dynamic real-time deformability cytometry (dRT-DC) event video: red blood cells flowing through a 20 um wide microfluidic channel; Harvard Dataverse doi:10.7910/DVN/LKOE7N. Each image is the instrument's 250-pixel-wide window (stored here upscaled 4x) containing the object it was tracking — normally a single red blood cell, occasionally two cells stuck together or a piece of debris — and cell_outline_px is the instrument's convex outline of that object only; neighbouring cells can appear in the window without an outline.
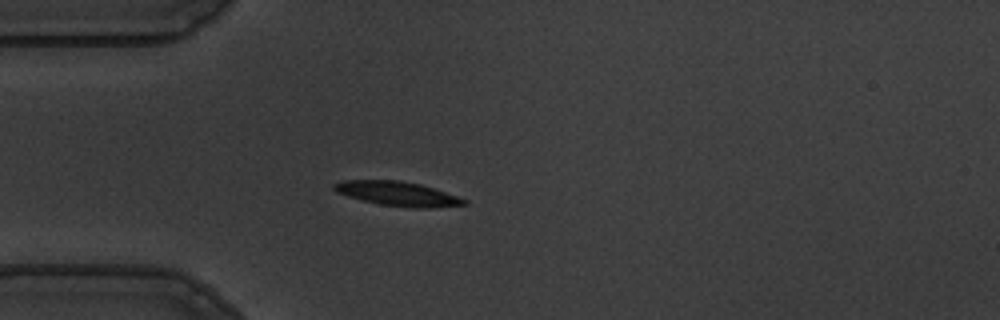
{"species": "common noctule bat (a hibernating species)", "species_latin": "Nyctalus noctula", "temperature_condition": "warm", "stored_images_in_passage": 41, "camera_frame_rate_fps": 3000, "um_per_image_px": 0.085, "animal": {"sex": "male", "body_mass_g": 19.5, "forearm_length_mm": 54.6}, "frame": {"image": 1, "passage_image": 1, "time_ms": 0.0, "image_size_px": [1000, 320], "cell_outline_px": [[468, 204], [428, 208], [412, 208], [380, 204], [360, 200], [336, 192], [332, 188], [332, 184], [344, 180], [400, 180], [420, 184], [468, 200]], "centroid_in_image_um": [33.75, 16.46], "position_along_channel_um": 51.2, "area_um2": 18.38}}
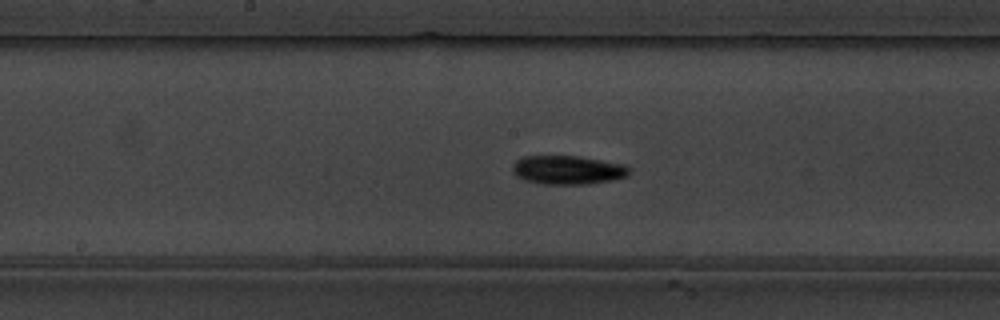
{"frame": {"image": 2, "passage_image": 14, "time_ms": 4.333, "image_size_px": [1000, 320], "cell_outline_px": [[632, 172], [628, 176], [612, 180], [588, 184], [540, 184], [524, 180], [516, 176], [512, 172], [512, 164], [516, 160], [524, 156], [580, 156], [624, 164]], "centroid_in_image_um": [48.25, 14.45], "position_along_channel_um": 200.0, "area_um2": 19.83}}
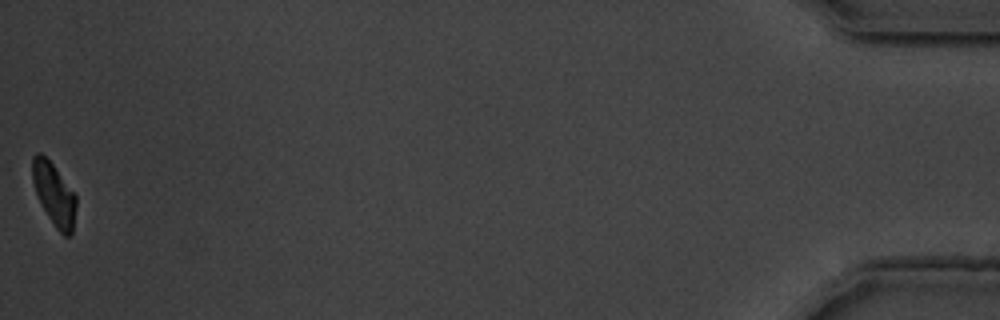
{"frame": {"image": 3, "passage_image": 41, "time_ms": 13.333, "image_size_px": [1000, 320], "cell_outline_px": [[76, 208], [72, 232], [68, 236], [64, 236], [56, 228], [40, 204], [32, 180], [32, 156], [36, 152], [40, 152], [52, 164], [76, 192]], "centroid_in_image_um": [4.6, 16.49], "position_along_channel_um": 430.6, "area_um2": 16.01}, "authors_computed_cell_mechanics": {"area_um2": 18.2648, "velocity_mm_per_s": 3.6527, "shape_relaxation_time_tau1_ms": 2.8967, "shape_relaxation_time_tau2_ms": 4.8082, "deformation_change_tau1": 0.115, "deformation_change_tau2": 0.0986}}